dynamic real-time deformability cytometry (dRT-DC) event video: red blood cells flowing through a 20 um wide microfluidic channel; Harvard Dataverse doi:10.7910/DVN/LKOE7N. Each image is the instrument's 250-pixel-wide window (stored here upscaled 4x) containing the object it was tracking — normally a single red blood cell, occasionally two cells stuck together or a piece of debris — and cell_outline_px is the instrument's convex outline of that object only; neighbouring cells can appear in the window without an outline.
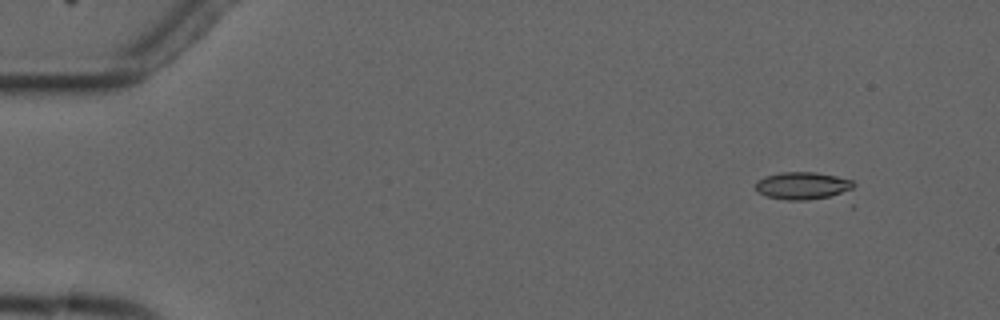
{"species": "common noctule bat (a hibernating species)", "species_latin": "Nyctalus noctula", "temperature_condition": "cold", "stored_images_in_passage": 5, "camera_frame_rate_fps": 3000, "um_per_image_px": 0.085, "animal": {"sex": "male", "forearm_length_mm": 52.5}, "frame": {"image": 1, "passage_image": 2, "time_ms": 1.333, "image_size_px": [1000, 320], "cell_outline_px": [[856, 184], [844, 196], [808, 200], [788, 200], [768, 196], [760, 192], [756, 188], [756, 180], [764, 176], [780, 172], [816, 172], [836, 176], [852, 180]], "centroid_in_image_um": [68.31, 15.79], "position_along_channel_um": 16.7, "area_um2": 16.07}}
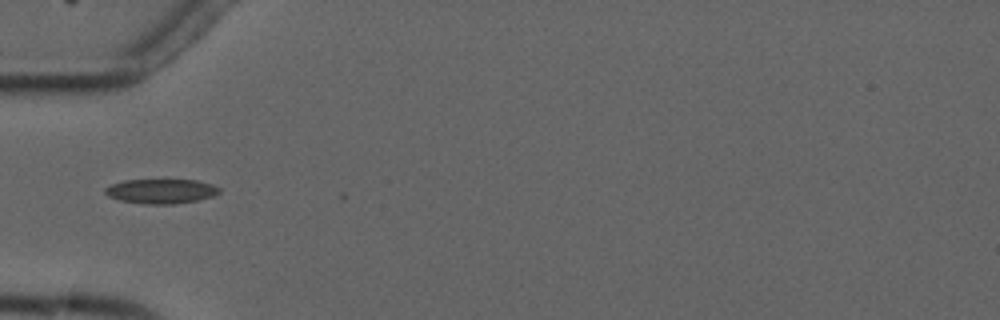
{"frame": {"image": 2, "passage_image": 5, "time_ms": 5.667, "image_size_px": [1000, 320], "cell_outline_px": [[220, 192], [212, 196], [196, 200], [176, 204], [144, 204], [120, 200], [108, 196], [104, 192], [104, 188], [112, 184], [124, 180], [196, 180], [212, 184], [220, 188]], "centroid_in_image_um": [13.68, 16.25], "position_along_channel_um": 71.3, "area_um2": 16.3}}